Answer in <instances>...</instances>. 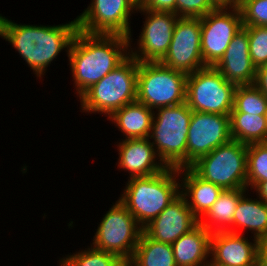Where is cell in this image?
<instances>
[{
    "label": "cell",
    "instance_id": "6da1fadb",
    "mask_svg": "<svg viewBox=\"0 0 267 266\" xmlns=\"http://www.w3.org/2000/svg\"><path fill=\"white\" fill-rule=\"evenodd\" d=\"M65 23L47 26L18 24L0 14V37L18 51L35 77L42 79L51 62L56 61L63 50L68 54L78 30L76 18Z\"/></svg>",
    "mask_w": 267,
    "mask_h": 266
},
{
    "label": "cell",
    "instance_id": "7a4b0ae2",
    "mask_svg": "<svg viewBox=\"0 0 267 266\" xmlns=\"http://www.w3.org/2000/svg\"><path fill=\"white\" fill-rule=\"evenodd\" d=\"M129 55L127 37L89 34L78 29L67 54L76 97L80 98Z\"/></svg>",
    "mask_w": 267,
    "mask_h": 266
},
{
    "label": "cell",
    "instance_id": "3957f363",
    "mask_svg": "<svg viewBox=\"0 0 267 266\" xmlns=\"http://www.w3.org/2000/svg\"><path fill=\"white\" fill-rule=\"evenodd\" d=\"M122 190L118 200L144 228L180 194L179 169L129 178Z\"/></svg>",
    "mask_w": 267,
    "mask_h": 266
},
{
    "label": "cell",
    "instance_id": "277c9868",
    "mask_svg": "<svg viewBox=\"0 0 267 266\" xmlns=\"http://www.w3.org/2000/svg\"><path fill=\"white\" fill-rule=\"evenodd\" d=\"M138 66L139 62L129 55L79 98L80 112L108 119L116 110L136 101Z\"/></svg>",
    "mask_w": 267,
    "mask_h": 266
},
{
    "label": "cell",
    "instance_id": "5b68a950",
    "mask_svg": "<svg viewBox=\"0 0 267 266\" xmlns=\"http://www.w3.org/2000/svg\"><path fill=\"white\" fill-rule=\"evenodd\" d=\"M192 110L186 102L154 110L148 139L166 167H187V134Z\"/></svg>",
    "mask_w": 267,
    "mask_h": 266
},
{
    "label": "cell",
    "instance_id": "8992f818",
    "mask_svg": "<svg viewBox=\"0 0 267 266\" xmlns=\"http://www.w3.org/2000/svg\"><path fill=\"white\" fill-rule=\"evenodd\" d=\"M190 168L225 189H247V145L231 139L199 158Z\"/></svg>",
    "mask_w": 267,
    "mask_h": 266
},
{
    "label": "cell",
    "instance_id": "52a82bcc",
    "mask_svg": "<svg viewBox=\"0 0 267 266\" xmlns=\"http://www.w3.org/2000/svg\"><path fill=\"white\" fill-rule=\"evenodd\" d=\"M187 75L160 62H139L137 101L152 110L186 101Z\"/></svg>",
    "mask_w": 267,
    "mask_h": 266
},
{
    "label": "cell",
    "instance_id": "ba28073f",
    "mask_svg": "<svg viewBox=\"0 0 267 266\" xmlns=\"http://www.w3.org/2000/svg\"><path fill=\"white\" fill-rule=\"evenodd\" d=\"M103 215L90 245L101 251L113 253L122 260H130L143 228L119 201Z\"/></svg>",
    "mask_w": 267,
    "mask_h": 266
},
{
    "label": "cell",
    "instance_id": "9c48e42d",
    "mask_svg": "<svg viewBox=\"0 0 267 266\" xmlns=\"http://www.w3.org/2000/svg\"><path fill=\"white\" fill-rule=\"evenodd\" d=\"M235 89L217 69L207 66L187 75L185 102L194 112L230 115Z\"/></svg>",
    "mask_w": 267,
    "mask_h": 266
},
{
    "label": "cell",
    "instance_id": "30bf717a",
    "mask_svg": "<svg viewBox=\"0 0 267 266\" xmlns=\"http://www.w3.org/2000/svg\"><path fill=\"white\" fill-rule=\"evenodd\" d=\"M137 9L135 0H91L76 17L78 29L89 34L132 37L130 16L136 14Z\"/></svg>",
    "mask_w": 267,
    "mask_h": 266
},
{
    "label": "cell",
    "instance_id": "8fae6325",
    "mask_svg": "<svg viewBox=\"0 0 267 266\" xmlns=\"http://www.w3.org/2000/svg\"><path fill=\"white\" fill-rule=\"evenodd\" d=\"M145 18L138 39L129 37V53L138 62H160L168 52L178 16L174 12L137 9ZM134 44V45H132ZM136 44V46H135ZM133 46V47H132ZM132 47V48H131Z\"/></svg>",
    "mask_w": 267,
    "mask_h": 266
},
{
    "label": "cell",
    "instance_id": "7c38bea8",
    "mask_svg": "<svg viewBox=\"0 0 267 266\" xmlns=\"http://www.w3.org/2000/svg\"><path fill=\"white\" fill-rule=\"evenodd\" d=\"M160 63L186 75L207 67L201 51L200 18H178L168 52Z\"/></svg>",
    "mask_w": 267,
    "mask_h": 266
},
{
    "label": "cell",
    "instance_id": "4fadbf2b",
    "mask_svg": "<svg viewBox=\"0 0 267 266\" xmlns=\"http://www.w3.org/2000/svg\"><path fill=\"white\" fill-rule=\"evenodd\" d=\"M200 21L203 61L206 66H214L243 27L241 12L239 7L215 9L200 17Z\"/></svg>",
    "mask_w": 267,
    "mask_h": 266
},
{
    "label": "cell",
    "instance_id": "5bb4252c",
    "mask_svg": "<svg viewBox=\"0 0 267 266\" xmlns=\"http://www.w3.org/2000/svg\"><path fill=\"white\" fill-rule=\"evenodd\" d=\"M231 139L230 115L192 111L187 134V167Z\"/></svg>",
    "mask_w": 267,
    "mask_h": 266
},
{
    "label": "cell",
    "instance_id": "9a60e30c",
    "mask_svg": "<svg viewBox=\"0 0 267 266\" xmlns=\"http://www.w3.org/2000/svg\"><path fill=\"white\" fill-rule=\"evenodd\" d=\"M250 237L228 231L212 233L209 266L261 265V242Z\"/></svg>",
    "mask_w": 267,
    "mask_h": 266
},
{
    "label": "cell",
    "instance_id": "2e32d148",
    "mask_svg": "<svg viewBox=\"0 0 267 266\" xmlns=\"http://www.w3.org/2000/svg\"><path fill=\"white\" fill-rule=\"evenodd\" d=\"M199 220L188 207L180 193L156 218L143 228L152 239L173 244L178 238L193 229Z\"/></svg>",
    "mask_w": 267,
    "mask_h": 266
},
{
    "label": "cell",
    "instance_id": "e0dca14e",
    "mask_svg": "<svg viewBox=\"0 0 267 266\" xmlns=\"http://www.w3.org/2000/svg\"><path fill=\"white\" fill-rule=\"evenodd\" d=\"M116 147L119 156L115 165L119 171L124 170L129 174L128 179L151 176L167 168L158 158L148 138L120 139L116 142Z\"/></svg>",
    "mask_w": 267,
    "mask_h": 266
},
{
    "label": "cell",
    "instance_id": "ac0fdd59",
    "mask_svg": "<svg viewBox=\"0 0 267 266\" xmlns=\"http://www.w3.org/2000/svg\"><path fill=\"white\" fill-rule=\"evenodd\" d=\"M213 67L226 81L236 86L254 83L257 69L250 57L249 37L245 26L235 34L225 53Z\"/></svg>",
    "mask_w": 267,
    "mask_h": 266
},
{
    "label": "cell",
    "instance_id": "d6986e66",
    "mask_svg": "<svg viewBox=\"0 0 267 266\" xmlns=\"http://www.w3.org/2000/svg\"><path fill=\"white\" fill-rule=\"evenodd\" d=\"M180 193L200 220L217 201L223 189L199 177L190 167L179 169Z\"/></svg>",
    "mask_w": 267,
    "mask_h": 266
},
{
    "label": "cell",
    "instance_id": "ffe728a7",
    "mask_svg": "<svg viewBox=\"0 0 267 266\" xmlns=\"http://www.w3.org/2000/svg\"><path fill=\"white\" fill-rule=\"evenodd\" d=\"M250 196L248 190L240 198L228 232L245 235L247 233L248 236L249 231L252 238L262 243L267 240V204L258 197L253 199Z\"/></svg>",
    "mask_w": 267,
    "mask_h": 266
},
{
    "label": "cell",
    "instance_id": "44dd1931",
    "mask_svg": "<svg viewBox=\"0 0 267 266\" xmlns=\"http://www.w3.org/2000/svg\"><path fill=\"white\" fill-rule=\"evenodd\" d=\"M212 233L198 223L173 244L177 266H209L210 240Z\"/></svg>",
    "mask_w": 267,
    "mask_h": 266
},
{
    "label": "cell",
    "instance_id": "7402d4cb",
    "mask_svg": "<svg viewBox=\"0 0 267 266\" xmlns=\"http://www.w3.org/2000/svg\"><path fill=\"white\" fill-rule=\"evenodd\" d=\"M154 110L137 100L116 110L108 120L122 133V139L148 138Z\"/></svg>",
    "mask_w": 267,
    "mask_h": 266
},
{
    "label": "cell",
    "instance_id": "603a6c76",
    "mask_svg": "<svg viewBox=\"0 0 267 266\" xmlns=\"http://www.w3.org/2000/svg\"><path fill=\"white\" fill-rule=\"evenodd\" d=\"M248 189H225L199 223L209 232L229 231L236 206Z\"/></svg>",
    "mask_w": 267,
    "mask_h": 266
},
{
    "label": "cell",
    "instance_id": "cb8c5ba5",
    "mask_svg": "<svg viewBox=\"0 0 267 266\" xmlns=\"http://www.w3.org/2000/svg\"><path fill=\"white\" fill-rule=\"evenodd\" d=\"M230 135L245 145L267 142L266 116L238 112L230 113Z\"/></svg>",
    "mask_w": 267,
    "mask_h": 266
},
{
    "label": "cell",
    "instance_id": "d4e9b609",
    "mask_svg": "<svg viewBox=\"0 0 267 266\" xmlns=\"http://www.w3.org/2000/svg\"><path fill=\"white\" fill-rule=\"evenodd\" d=\"M130 260L135 266H177L172 245L156 241L144 231Z\"/></svg>",
    "mask_w": 267,
    "mask_h": 266
},
{
    "label": "cell",
    "instance_id": "484cf974",
    "mask_svg": "<svg viewBox=\"0 0 267 266\" xmlns=\"http://www.w3.org/2000/svg\"><path fill=\"white\" fill-rule=\"evenodd\" d=\"M62 266H117L122 259L117 255L87 246L85 250L65 254L58 260Z\"/></svg>",
    "mask_w": 267,
    "mask_h": 266
},
{
    "label": "cell",
    "instance_id": "4316f807",
    "mask_svg": "<svg viewBox=\"0 0 267 266\" xmlns=\"http://www.w3.org/2000/svg\"><path fill=\"white\" fill-rule=\"evenodd\" d=\"M234 108L238 112L266 116L267 97L253 84L236 86Z\"/></svg>",
    "mask_w": 267,
    "mask_h": 266
},
{
    "label": "cell",
    "instance_id": "83f0119b",
    "mask_svg": "<svg viewBox=\"0 0 267 266\" xmlns=\"http://www.w3.org/2000/svg\"><path fill=\"white\" fill-rule=\"evenodd\" d=\"M267 180V142L247 145V189Z\"/></svg>",
    "mask_w": 267,
    "mask_h": 266
},
{
    "label": "cell",
    "instance_id": "f1b7e54d",
    "mask_svg": "<svg viewBox=\"0 0 267 266\" xmlns=\"http://www.w3.org/2000/svg\"><path fill=\"white\" fill-rule=\"evenodd\" d=\"M249 37V52L256 69L267 64V26H245Z\"/></svg>",
    "mask_w": 267,
    "mask_h": 266
},
{
    "label": "cell",
    "instance_id": "f546056e",
    "mask_svg": "<svg viewBox=\"0 0 267 266\" xmlns=\"http://www.w3.org/2000/svg\"><path fill=\"white\" fill-rule=\"evenodd\" d=\"M243 26H267V0H240Z\"/></svg>",
    "mask_w": 267,
    "mask_h": 266
},
{
    "label": "cell",
    "instance_id": "4dcf8cb0",
    "mask_svg": "<svg viewBox=\"0 0 267 266\" xmlns=\"http://www.w3.org/2000/svg\"><path fill=\"white\" fill-rule=\"evenodd\" d=\"M215 10L210 0H176V11L178 17L200 18Z\"/></svg>",
    "mask_w": 267,
    "mask_h": 266
},
{
    "label": "cell",
    "instance_id": "1f68e13d",
    "mask_svg": "<svg viewBox=\"0 0 267 266\" xmlns=\"http://www.w3.org/2000/svg\"><path fill=\"white\" fill-rule=\"evenodd\" d=\"M138 8L153 11H176V0H141Z\"/></svg>",
    "mask_w": 267,
    "mask_h": 266
},
{
    "label": "cell",
    "instance_id": "d6a6232c",
    "mask_svg": "<svg viewBox=\"0 0 267 266\" xmlns=\"http://www.w3.org/2000/svg\"><path fill=\"white\" fill-rule=\"evenodd\" d=\"M253 85L267 97V64L257 68Z\"/></svg>",
    "mask_w": 267,
    "mask_h": 266
},
{
    "label": "cell",
    "instance_id": "836d02e7",
    "mask_svg": "<svg viewBox=\"0 0 267 266\" xmlns=\"http://www.w3.org/2000/svg\"><path fill=\"white\" fill-rule=\"evenodd\" d=\"M215 9H233L240 5V0H210Z\"/></svg>",
    "mask_w": 267,
    "mask_h": 266
},
{
    "label": "cell",
    "instance_id": "e575fe53",
    "mask_svg": "<svg viewBox=\"0 0 267 266\" xmlns=\"http://www.w3.org/2000/svg\"><path fill=\"white\" fill-rule=\"evenodd\" d=\"M251 190L253 194H255L260 200L264 201L267 204V180L258 182Z\"/></svg>",
    "mask_w": 267,
    "mask_h": 266
},
{
    "label": "cell",
    "instance_id": "d590c367",
    "mask_svg": "<svg viewBox=\"0 0 267 266\" xmlns=\"http://www.w3.org/2000/svg\"><path fill=\"white\" fill-rule=\"evenodd\" d=\"M261 266H267V245H261Z\"/></svg>",
    "mask_w": 267,
    "mask_h": 266
},
{
    "label": "cell",
    "instance_id": "8d00e7d4",
    "mask_svg": "<svg viewBox=\"0 0 267 266\" xmlns=\"http://www.w3.org/2000/svg\"><path fill=\"white\" fill-rule=\"evenodd\" d=\"M117 266H135L131 260H122Z\"/></svg>",
    "mask_w": 267,
    "mask_h": 266
},
{
    "label": "cell",
    "instance_id": "74e56055",
    "mask_svg": "<svg viewBox=\"0 0 267 266\" xmlns=\"http://www.w3.org/2000/svg\"><path fill=\"white\" fill-rule=\"evenodd\" d=\"M261 245H267V240H264Z\"/></svg>",
    "mask_w": 267,
    "mask_h": 266
}]
</instances>
